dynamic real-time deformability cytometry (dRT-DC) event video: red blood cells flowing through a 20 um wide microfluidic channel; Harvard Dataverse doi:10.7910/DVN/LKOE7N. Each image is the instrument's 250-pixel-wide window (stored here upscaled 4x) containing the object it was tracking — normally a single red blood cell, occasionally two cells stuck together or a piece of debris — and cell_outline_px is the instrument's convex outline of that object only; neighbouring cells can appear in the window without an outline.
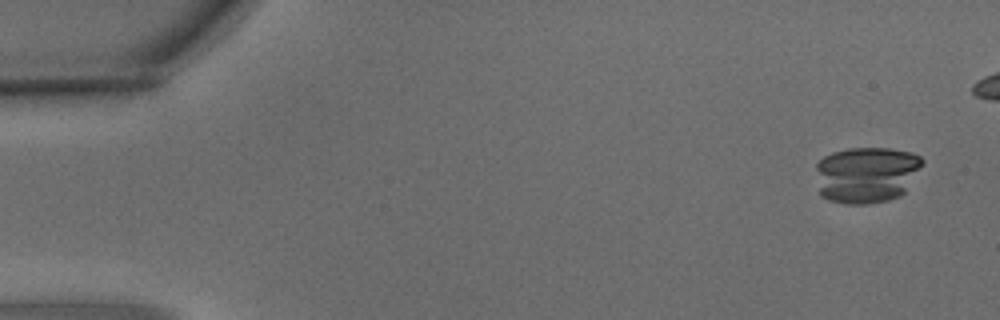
{"species": "common noctule bat (a hibernating species)", "species_latin": "Nyctalus noctula", "temperature_condition": "warm", "stored_images_in_passage": 6, "camera_frame_rate_fps": 3000, "um_per_image_px": 0.085, "animal": {"sex": "male", "body_mass_g": 15.6}, "frame": {"image": 1, "passage_image": 1, "time_ms": 0.0, "image_size_px": [1000, 320], "cell_outline_px": [[924, 164], [904, 192], [900, 196], [888, 200], [868, 204], [844, 204], [828, 200], [820, 196], [816, 168], [816, 164], [824, 156], [832, 152], [848, 148], [888, 148], [912, 152], [920, 156], [924, 160]], "centroid_in_image_um": [73.65, 14.84], "position_along_channel_um": 11.4, "area_um2": 35.37}}